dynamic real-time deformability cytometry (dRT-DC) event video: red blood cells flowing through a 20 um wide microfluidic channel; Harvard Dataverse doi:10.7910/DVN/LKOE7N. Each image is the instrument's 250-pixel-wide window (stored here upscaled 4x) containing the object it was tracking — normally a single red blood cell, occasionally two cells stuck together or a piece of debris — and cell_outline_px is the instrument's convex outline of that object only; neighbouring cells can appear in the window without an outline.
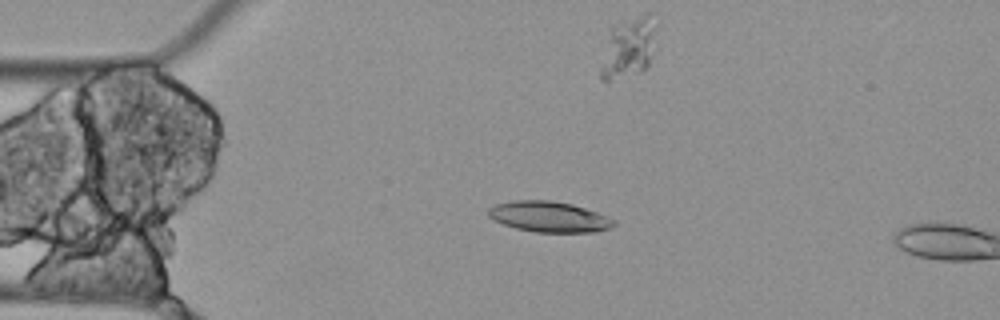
{"species": "Egyptian fruit bat (a non-hibernating species)", "species_latin": "Rousettus aegyptiacus", "temperature_condition": "cold", "stored_images_in_passage": 3, "camera_frame_rate_fps": 3000, "um_per_image_px": 0.085, "animal": {"sex": "female"}, "frame": {"image": 1, "passage_image": 2, "time_ms": 0.333, "image_size_px": [1000, 320], "cell_outline_px": [[616, 224], [608, 228], [596, 232], [536, 232], [516, 228], [504, 224], [488, 216], [488, 208], [496, 204], [512, 200], [552, 200], [572, 204], [608, 216], [616, 220]], "centroid_in_image_um": [46.68, 18.42], "position_along_channel_um": 38.3, "area_um2": 22.37}}